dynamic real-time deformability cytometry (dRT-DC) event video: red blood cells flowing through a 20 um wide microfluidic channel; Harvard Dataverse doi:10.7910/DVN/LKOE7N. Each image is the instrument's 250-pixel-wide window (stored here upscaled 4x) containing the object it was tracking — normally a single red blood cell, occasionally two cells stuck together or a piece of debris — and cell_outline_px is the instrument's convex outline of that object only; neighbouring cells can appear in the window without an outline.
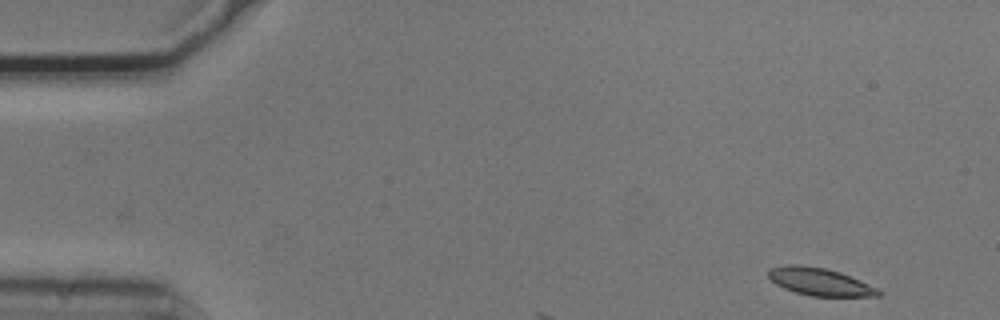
{"species": "common noctule bat (a hibernating species)", "species_latin": "Nyctalus noctula", "temperature_condition": "cold", "stored_images_in_passage": 5, "camera_frame_rate_fps": 3000, "um_per_image_px": 0.085, "animal": {"sex": "male", "body_mass_g": 20.5, "forearm_length_mm": 52.5}, "frame": {"image": 1, "passage_image": 1, "time_ms": 0.0, "image_size_px": [1000, 320], "cell_outline_px": [[884, 292], [880, 296], [812, 296], [796, 292], [784, 288], [776, 284], [768, 276], [768, 268], [788, 264], [796, 264], [824, 268], [840, 272], [860, 280]], "centroid_in_image_um": [69.68, 23.94], "position_along_channel_um": 15.3, "area_um2": 17.57}}